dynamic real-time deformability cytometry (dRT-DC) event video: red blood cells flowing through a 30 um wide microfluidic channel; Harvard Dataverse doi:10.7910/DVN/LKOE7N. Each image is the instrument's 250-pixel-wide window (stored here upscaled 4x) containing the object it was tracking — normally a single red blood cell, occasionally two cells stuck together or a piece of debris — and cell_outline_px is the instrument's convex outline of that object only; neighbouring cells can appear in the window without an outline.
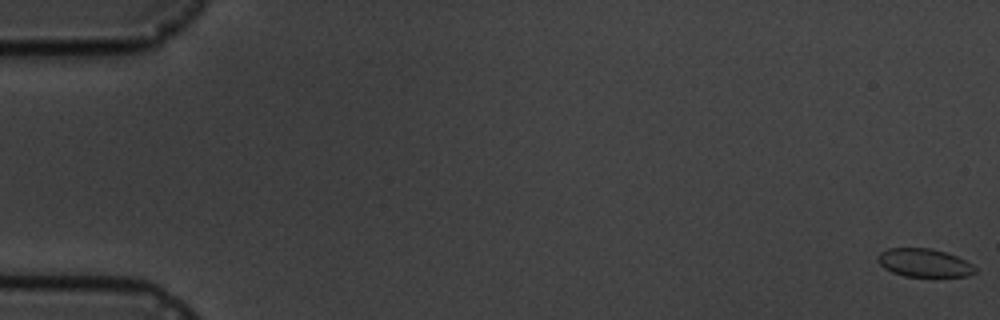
{"species": "common noctule bat (a hibernating species)", "species_latin": "Nyctalus noctula", "temperature_condition": "cold", "stored_images_in_passage": 5, "camera_frame_rate_fps": 3000, "um_per_image_px": 0.085, "animal": {"sex": "male", "body_mass_g": 19.5, "forearm_length_mm": 54.6}, "frame": {"image": 1, "passage_image": 1, "time_ms": 0.0, "image_size_px": [1000, 320], "cell_outline_px": [[976, 272], [968, 276], [904, 276], [892, 272], [884, 268], [880, 264], [876, 256], [880, 252], [888, 248], [932, 248], [956, 256], [972, 264], [976, 268]], "centroid_in_image_um": [78.54, 22.33], "position_along_channel_um": 6.5, "area_um2": 15.95}}
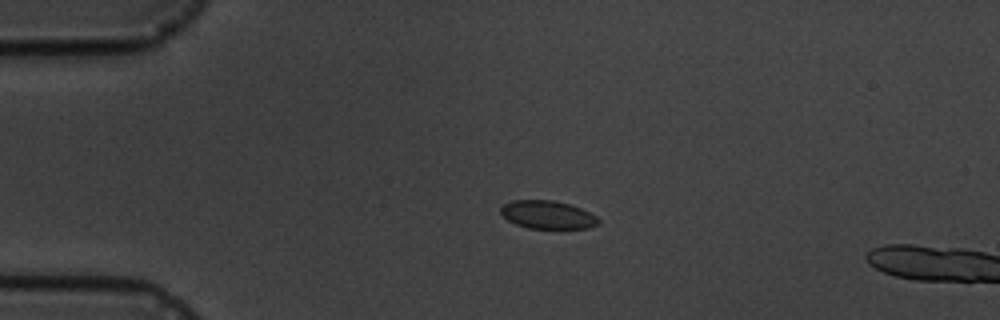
{"frame": {"image": 2, "passage_image": 4, "time_ms": 4.333, "image_size_px": [1000, 320], "cell_outline_px": [[600, 224], [588, 228], [528, 228], [516, 224], [508, 220], [500, 212], [500, 208], [504, 204], [512, 200], [552, 200], [568, 204], [580, 208], [596, 216], [600, 220]], "centroid_in_image_um": [46.54, 18.25], "position_along_channel_um": 38.5, "area_um2": 15.9}}